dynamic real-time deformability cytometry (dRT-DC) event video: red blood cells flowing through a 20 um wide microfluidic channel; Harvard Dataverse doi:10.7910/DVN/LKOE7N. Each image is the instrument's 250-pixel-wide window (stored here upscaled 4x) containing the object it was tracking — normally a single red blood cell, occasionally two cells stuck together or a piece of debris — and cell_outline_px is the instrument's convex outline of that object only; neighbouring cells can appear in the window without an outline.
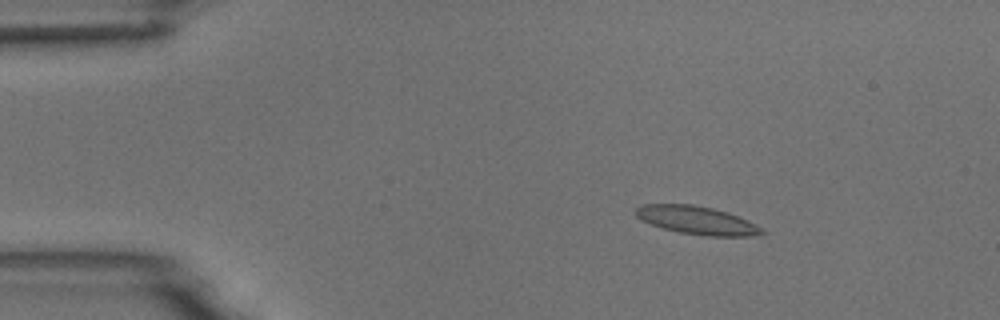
{"species": "common noctule bat (a hibernating species)", "species_latin": "Nyctalus noctula", "temperature_condition": "room temperature", "stored_images_in_passage": 54, "camera_frame_rate_fps": 3000, "um_per_image_px": 0.085, "animal": {"sex": "male", "body_mass_g": 18.8}, "frame": {"image": 1, "passage_image": 8, "time_ms": 2.333, "image_size_px": [1000, 320], "cell_outline_px": [[768, 232], [752, 236], [704, 236], [680, 232], [664, 228], [652, 224], [636, 216], [636, 208], [644, 204], [692, 204], [712, 208], [728, 212], [748, 220], [756, 224]], "centroid_in_image_um": [59.3, 18.72], "position_along_channel_um": 25.7, "area_um2": 20.58}}
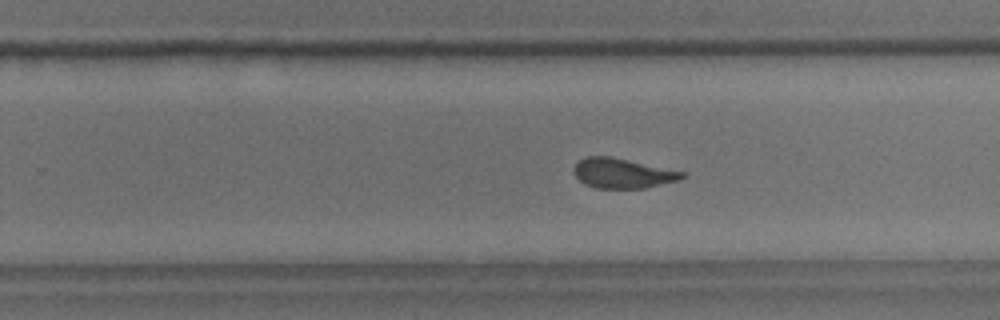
{"frame": {"image": 2, "passage_image": 34, "time_ms": 11.0, "image_size_px": [1000, 320], "cell_outline_px": [[684, 176], [680, 180], [644, 188], [596, 188], [584, 184], [572, 172], [572, 168], [584, 156], [608, 156], [628, 160], [684, 172]], "centroid_in_image_um": [52.87, 14.73], "position_along_channel_um": 276.9, "area_um2": 18.67}}
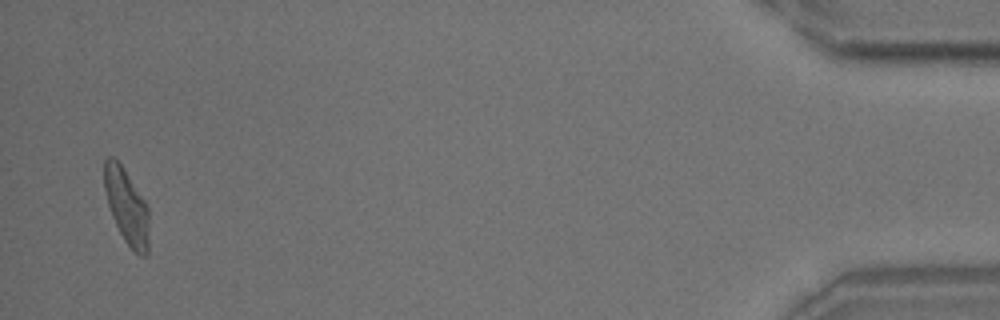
{"frame": {"image": 3, "passage_image": 53, "time_ms": 17.333, "image_size_px": [1000, 320], "cell_outline_px": [[148, 252], [144, 256], [140, 256], [124, 240], [112, 216], [108, 204], [104, 188], [104, 160], [108, 156], [112, 156], [120, 164], [144, 200], [148, 208]], "centroid_in_image_um": [10.75, 17.54], "position_along_channel_um": 424.4, "area_um2": 19.13}, "authors_computed_cell_mechanics": {"area_um2": 19.7098, "velocity_mm_per_s": 3.6676, "shape_relaxation_time_tau1_ms": 4.0858, "shape_relaxation_time_tau2_ms": 1.2082, "deformation_change_tau1": 0.1493, "deformation_change_tau2": 0.0738}}